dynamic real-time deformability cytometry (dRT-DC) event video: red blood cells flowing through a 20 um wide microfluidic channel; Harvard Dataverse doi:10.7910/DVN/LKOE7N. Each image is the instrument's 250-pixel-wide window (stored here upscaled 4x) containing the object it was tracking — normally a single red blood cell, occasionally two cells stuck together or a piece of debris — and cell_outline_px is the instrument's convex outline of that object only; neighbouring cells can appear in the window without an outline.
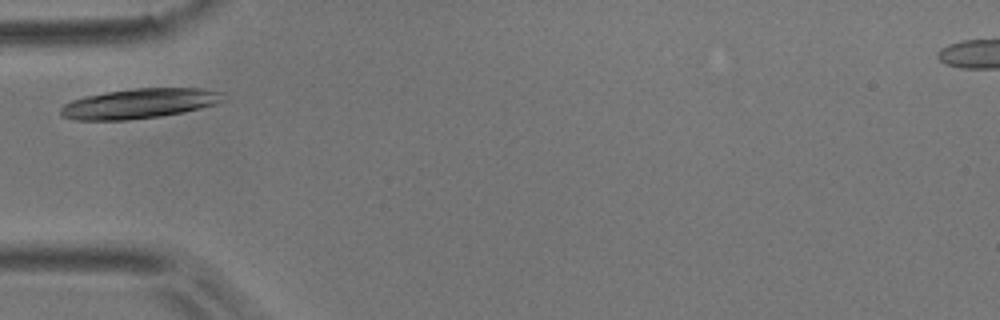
{"species": "common noctule bat (a hibernating species)", "species_latin": "Nyctalus noctula", "temperature_condition": "room temperature", "stored_images_in_passage": 4, "camera_frame_rate_fps": 3000, "um_per_image_px": 0.085, "animal": {"sex": "male", "body_mass_g": 17.9}, "frame": {"image": 1, "passage_image": 4, "time_ms": 1.0, "image_size_px": [1000, 320], "cell_outline_px": [[224, 100], [216, 104], [184, 112], [160, 116], [128, 120], [76, 120], [64, 116], [60, 112], [60, 108], [64, 104], [72, 100], [84, 96], [132, 88], [204, 88], [224, 92]], "centroid_in_image_um": [11.88, 8.79], "position_along_channel_um": 73.1, "area_um2": 28.38}}